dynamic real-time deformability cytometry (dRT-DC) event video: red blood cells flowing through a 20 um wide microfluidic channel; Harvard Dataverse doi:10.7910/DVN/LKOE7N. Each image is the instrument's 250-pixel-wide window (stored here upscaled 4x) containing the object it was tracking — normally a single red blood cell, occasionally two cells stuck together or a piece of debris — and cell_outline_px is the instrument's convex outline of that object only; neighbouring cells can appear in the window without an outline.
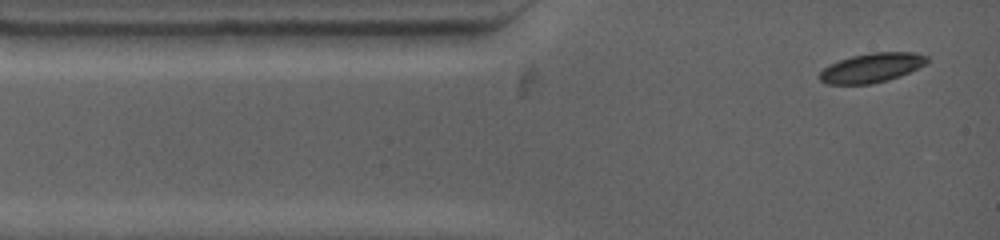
{"species": "common noctule bat (a hibernating species)", "species_latin": "Nyctalus noctula", "temperature_condition": "warm", "stored_images_in_passage": 12, "camera_frame_rate_fps": 4500, "um_per_image_px": 0.085, "animal": {"sex": "female", "body_mass_g": 19.0, "forearm_length_mm": 53.3}, "frame": {"image": 1, "passage_image": 1, "time_ms": 0.0, "image_size_px": [1000, 240], "cell_outline_px": [[928, 60], [924, 64], [900, 76], [888, 80], [868, 84], [828, 84], [820, 80], [820, 72], [828, 64], [852, 56], [872, 52], [916, 52], [928, 56]], "centroid_in_image_um": [74.08, 5.75], "position_along_channel_um": 10.9, "area_um2": 18.21}}
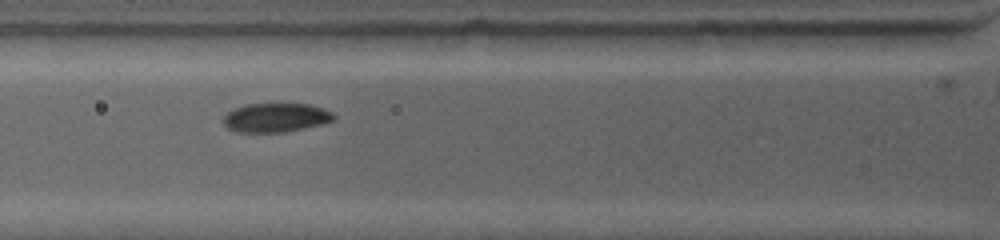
{"frame": {"image": 2, "passage_image": 6, "time_ms": 3.333, "image_size_px": [1000, 240], "cell_outline_px": [[336, 120], [304, 128], [284, 132], [236, 132], [228, 128], [224, 124], [224, 116], [232, 108], [248, 104], [308, 104], [324, 108], [332, 112], [336, 116]], "centroid_in_image_um": [23.45, 9.99], "position_along_channel_um": 102.3, "area_um2": 18.67}}
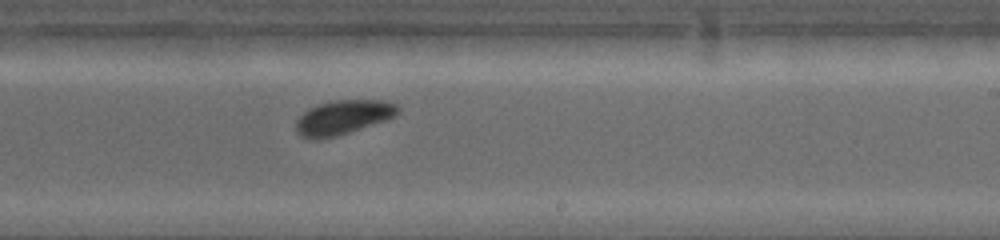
{"frame": {"image": 3, "passage_image": 12, "time_ms": 7.556, "image_size_px": [1000, 240], "cell_outline_px": [[400, 112], [384, 120], [336, 136], [320, 140], [308, 140], [296, 132], [296, 120], [308, 108], [320, 104], [336, 100], [384, 100], [396, 104], [400, 108]], "centroid_in_image_um": [29.11, 9.98], "position_along_channel_um": 259.9, "area_um2": 20.23}}